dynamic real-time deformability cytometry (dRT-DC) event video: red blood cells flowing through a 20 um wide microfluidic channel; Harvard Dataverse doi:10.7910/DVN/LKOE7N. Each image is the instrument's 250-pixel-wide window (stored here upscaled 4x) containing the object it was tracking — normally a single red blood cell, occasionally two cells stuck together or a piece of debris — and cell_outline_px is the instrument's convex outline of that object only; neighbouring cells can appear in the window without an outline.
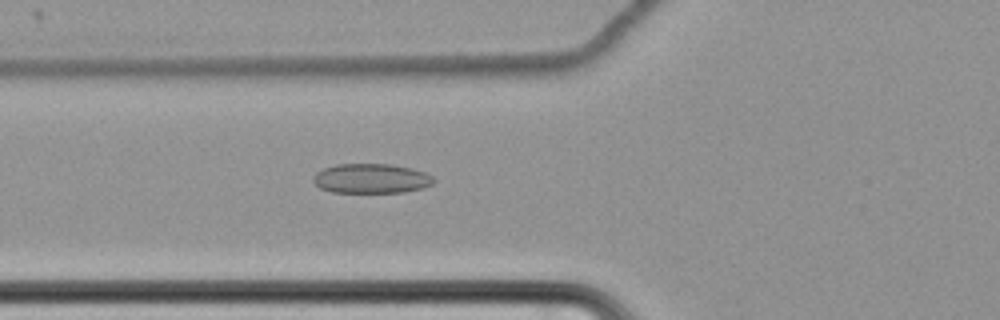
{"species": "common noctule bat (a hibernating species)", "species_latin": "Nyctalus noctula", "temperature_condition": "cold", "stored_images_in_passage": 43, "camera_frame_rate_fps": 3000, "um_per_image_px": 0.085, "animal": {"sex": "female", "body_mass_g": 22.7, "forearm_length_mm": 54.2}, "frame": {"image": 1, "passage_image": 6, "time_ms": 1.667, "image_size_px": [1000, 320], "cell_outline_px": [[436, 180], [432, 184], [424, 188], [404, 192], [332, 192], [320, 188], [312, 180], [312, 176], [316, 172], [324, 168], [336, 164], [392, 164], [412, 168], [424, 172], [432, 176]], "centroid_in_image_um": [31.56, 15.17], "position_along_channel_um": 94.2, "area_um2": 20.92}}
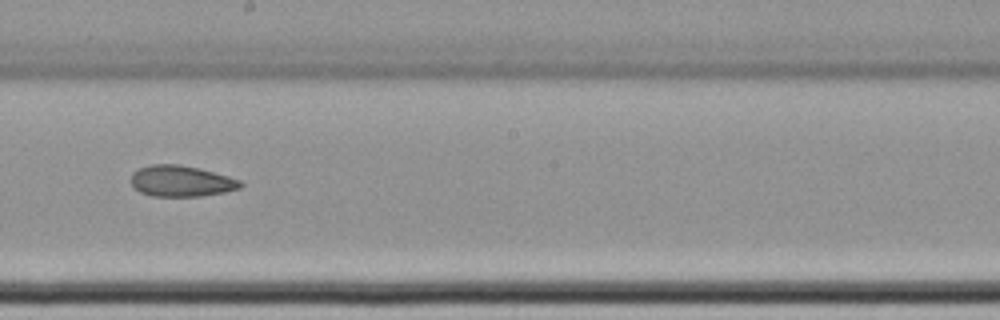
{"frame": {"image": 2, "passage_image": 18, "time_ms": 5.667, "image_size_px": [1000, 320], "cell_outline_px": [[244, 184], [240, 188], [224, 192], [200, 196], [152, 196], [140, 192], [132, 184], [132, 172], [140, 168], [152, 164], [180, 164], [200, 168], [228, 176], [240, 180]], "centroid_in_image_um": [15.42, 15.38], "position_along_channel_um": 232.8, "area_um2": 19.77}}
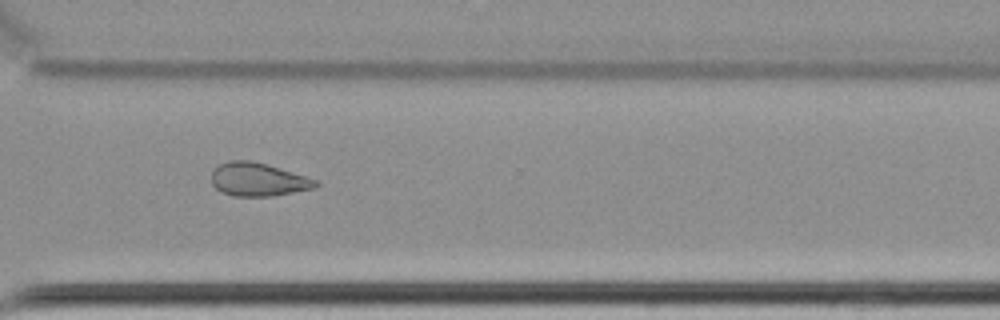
{"frame": {"image": 3, "passage_image": 28, "time_ms": 9.0, "image_size_px": [1000, 320], "cell_outline_px": [[320, 184], [316, 188], [272, 196], [232, 196], [220, 192], [212, 184], [212, 172], [220, 164], [228, 160], [252, 160], [268, 164], [320, 180]], "centroid_in_image_um": [21.98, 15.25], "position_along_channel_um": 348.6, "area_um2": 20.58}, "authors_computed_cell_mechanics": {"area_um2": 20.8658, "velocity_mm_per_s": 3.4648, "shape_relaxation_time_tau1_ms": null, "shape_relaxation_time_tau2_ms": 7.3594, "deformation_change_tau1": null, "deformation_change_tau2": 0.1341}}